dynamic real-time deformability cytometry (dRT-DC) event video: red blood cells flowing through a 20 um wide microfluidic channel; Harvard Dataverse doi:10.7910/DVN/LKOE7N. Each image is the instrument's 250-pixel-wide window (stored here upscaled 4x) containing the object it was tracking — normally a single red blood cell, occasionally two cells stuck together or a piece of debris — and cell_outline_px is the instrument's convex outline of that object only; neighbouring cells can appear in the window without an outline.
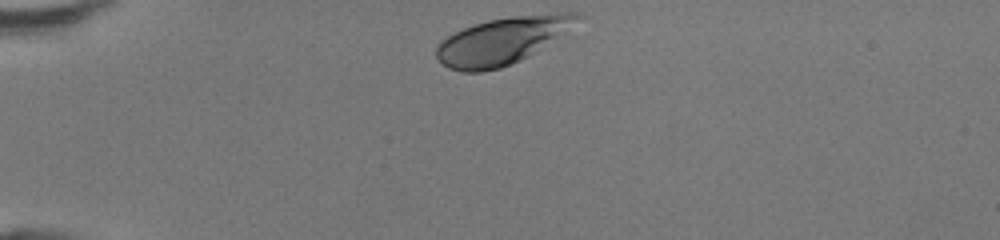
{"species": "human", "species_latin": "Homo sapiens", "temperature_condition": "room temperature", "stored_images_in_passage": 31, "camera_frame_rate_fps": 3000, "um_per_image_px": 0.085, "donor": {"sex": "female"}, "frame": {"image": 1, "passage_image": 1, "time_ms": 0.0, "image_size_px": [1000, 240], "cell_outline_px": [[584, 16], [520, 60], [512, 64], [500, 68], [480, 72], [460, 72], [448, 68], [436, 56], [436, 48], [440, 40], [464, 28], [488, 20], [512, 16], [564, 12], [576, 12]], "centroid_in_image_um": [42.57, 3.47], "position_along_channel_um": 42.4, "area_um2": 37.28}}
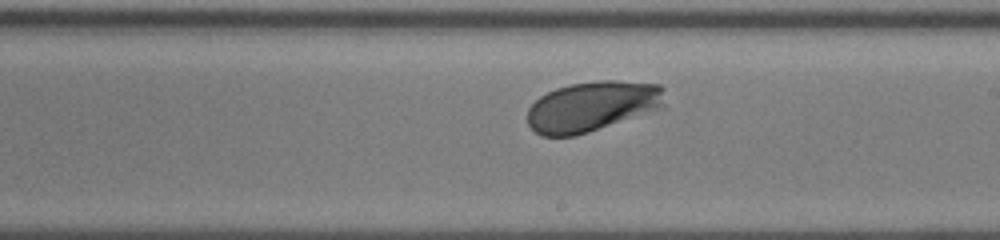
{"frame": {"image": 2, "passage_image": 18, "time_ms": 5.667, "image_size_px": [1000, 240], "cell_outline_px": [[668, 108], [576, 136], [540, 136], [528, 124], [528, 108], [540, 96], [556, 88], [572, 84], [600, 80], [616, 80], [660, 84], [664, 88]], "centroid_in_image_um": [50.45, 9.04], "position_along_channel_um": 238.6, "area_um2": 41.1}}
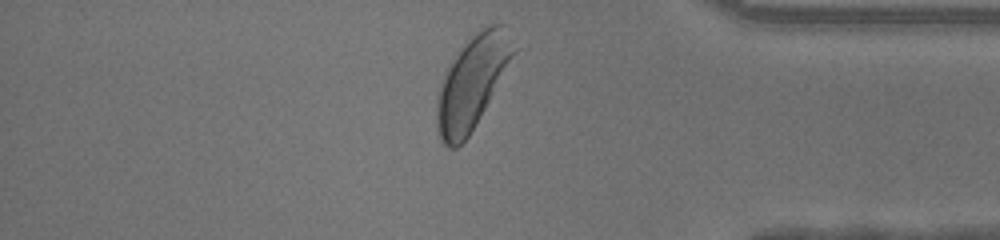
{"frame": {"image": 3, "passage_image": 30, "time_ms": 9.667, "image_size_px": [1000, 240], "cell_outline_px": [[516, 52], [480, 116], [468, 136], [456, 148], [448, 148], [440, 140], [436, 132], [436, 96], [444, 76], [452, 60], [460, 48], [468, 40], [484, 28], [492, 24], [500, 24]], "centroid_in_image_um": [40.05, 7.09], "position_along_channel_um": 395.1, "area_um2": 40.11}, "authors_computed_cell_mechanics": {"area_um2": 39.1306, "velocity_mm_per_s": 4.2839, "shape_relaxation_time_tau1_ms": 1.4044, "shape_relaxation_time_tau2_ms": null, "deformation_change_tau1": 0.1178, "deformation_change_tau2": null}}